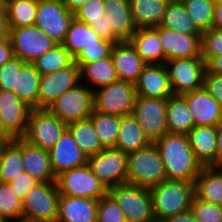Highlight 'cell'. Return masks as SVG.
I'll use <instances>...</instances> for the list:
<instances>
[{
    "mask_svg": "<svg viewBox=\"0 0 222 222\" xmlns=\"http://www.w3.org/2000/svg\"><path fill=\"white\" fill-rule=\"evenodd\" d=\"M169 180L195 182L203 166L196 159L186 134L167 132L156 140Z\"/></svg>",
    "mask_w": 222,
    "mask_h": 222,
    "instance_id": "6da1fadb",
    "label": "cell"
},
{
    "mask_svg": "<svg viewBox=\"0 0 222 222\" xmlns=\"http://www.w3.org/2000/svg\"><path fill=\"white\" fill-rule=\"evenodd\" d=\"M156 222L187 211L191 207L194 182L166 179L150 188Z\"/></svg>",
    "mask_w": 222,
    "mask_h": 222,
    "instance_id": "7a4b0ae2",
    "label": "cell"
},
{
    "mask_svg": "<svg viewBox=\"0 0 222 222\" xmlns=\"http://www.w3.org/2000/svg\"><path fill=\"white\" fill-rule=\"evenodd\" d=\"M166 179L165 166L155 143L128 154L127 183L150 189Z\"/></svg>",
    "mask_w": 222,
    "mask_h": 222,
    "instance_id": "3957f363",
    "label": "cell"
},
{
    "mask_svg": "<svg viewBox=\"0 0 222 222\" xmlns=\"http://www.w3.org/2000/svg\"><path fill=\"white\" fill-rule=\"evenodd\" d=\"M127 222H156L150 189L124 183L108 189Z\"/></svg>",
    "mask_w": 222,
    "mask_h": 222,
    "instance_id": "277c9868",
    "label": "cell"
},
{
    "mask_svg": "<svg viewBox=\"0 0 222 222\" xmlns=\"http://www.w3.org/2000/svg\"><path fill=\"white\" fill-rule=\"evenodd\" d=\"M137 93L134 83L117 80L94 91V110L122 117L132 114Z\"/></svg>",
    "mask_w": 222,
    "mask_h": 222,
    "instance_id": "5b68a950",
    "label": "cell"
},
{
    "mask_svg": "<svg viewBox=\"0 0 222 222\" xmlns=\"http://www.w3.org/2000/svg\"><path fill=\"white\" fill-rule=\"evenodd\" d=\"M94 91L84 83L65 91L47 109L66 125L87 119L94 110Z\"/></svg>",
    "mask_w": 222,
    "mask_h": 222,
    "instance_id": "8992f818",
    "label": "cell"
},
{
    "mask_svg": "<svg viewBox=\"0 0 222 222\" xmlns=\"http://www.w3.org/2000/svg\"><path fill=\"white\" fill-rule=\"evenodd\" d=\"M59 196L56 181L38 183L22 200V216L39 222H56Z\"/></svg>",
    "mask_w": 222,
    "mask_h": 222,
    "instance_id": "52a82bcc",
    "label": "cell"
},
{
    "mask_svg": "<svg viewBox=\"0 0 222 222\" xmlns=\"http://www.w3.org/2000/svg\"><path fill=\"white\" fill-rule=\"evenodd\" d=\"M60 195L99 200L108 194L105 185L92 173L88 165L61 172L56 176Z\"/></svg>",
    "mask_w": 222,
    "mask_h": 222,
    "instance_id": "ba28073f",
    "label": "cell"
},
{
    "mask_svg": "<svg viewBox=\"0 0 222 222\" xmlns=\"http://www.w3.org/2000/svg\"><path fill=\"white\" fill-rule=\"evenodd\" d=\"M164 65L173 95H182L203 87L206 68L202 57L167 60Z\"/></svg>",
    "mask_w": 222,
    "mask_h": 222,
    "instance_id": "9c48e42d",
    "label": "cell"
},
{
    "mask_svg": "<svg viewBox=\"0 0 222 222\" xmlns=\"http://www.w3.org/2000/svg\"><path fill=\"white\" fill-rule=\"evenodd\" d=\"M87 165L107 189L127 183L128 154L115 147L89 156Z\"/></svg>",
    "mask_w": 222,
    "mask_h": 222,
    "instance_id": "30bf717a",
    "label": "cell"
},
{
    "mask_svg": "<svg viewBox=\"0 0 222 222\" xmlns=\"http://www.w3.org/2000/svg\"><path fill=\"white\" fill-rule=\"evenodd\" d=\"M13 54L26 63L34 62L58 43L36 25L9 29Z\"/></svg>",
    "mask_w": 222,
    "mask_h": 222,
    "instance_id": "8fae6325",
    "label": "cell"
},
{
    "mask_svg": "<svg viewBox=\"0 0 222 222\" xmlns=\"http://www.w3.org/2000/svg\"><path fill=\"white\" fill-rule=\"evenodd\" d=\"M167 103L168 98L136 97L132 114L151 143L168 132Z\"/></svg>",
    "mask_w": 222,
    "mask_h": 222,
    "instance_id": "7c38bea8",
    "label": "cell"
},
{
    "mask_svg": "<svg viewBox=\"0 0 222 222\" xmlns=\"http://www.w3.org/2000/svg\"><path fill=\"white\" fill-rule=\"evenodd\" d=\"M66 128L67 125L48 109H32L23 139L33 146L50 150Z\"/></svg>",
    "mask_w": 222,
    "mask_h": 222,
    "instance_id": "4fadbf2b",
    "label": "cell"
},
{
    "mask_svg": "<svg viewBox=\"0 0 222 222\" xmlns=\"http://www.w3.org/2000/svg\"><path fill=\"white\" fill-rule=\"evenodd\" d=\"M73 18L74 13L64 5L63 0H38L34 25L55 42L61 44Z\"/></svg>",
    "mask_w": 222,
    "mask_h": 222,
    "instance_id": "5bb4252c",
    "label": "cell"
},
{
    "mask_svg": "<svg viewBox=\"0 0 222 222\" xmlns=\"http://www.w3.org/2000/svg\"><path fill=\"white\" fill-rule=\"evenodd\" d=\"M79 83H81V68L75 62L64 69L41 75L39 109H47L65 91Z\"/></svg>",
    "mask_w": 222,
    "mask_h": 222,
    "instance_id": "9a60e30c",
    "label": "cell"
},
{
    "mask_svg": "<svg viewBox=\"0 0 222 222\" xmlns=\"http://www.w3.org/2000/svg\"><path fill=\"white\" fill-rule=\"evenodd\" d=\"M154 29L158 32L166 61L202 57L201 35H187L160 25Z\"/></svg>",
    "mask_w": 222,
    "mask_h": 222,
    "instance_id": "2e32d148",
    "label": "cell"
},
{
    "mask_svg": "<svg viewBox=\"0 0 222 222\" xmlns=\"http://www.w3.org/2000/svg\"><path fill=\"white\" fill-rule=\"evenodd\" d=\"M31 110L13 91L0 89V113L5 129L14 138L26 135Z\"/></svg>",
    "mask_w": 222,
    "mask_h": 222,
    "instance_id": "e0dca14e",
    "label": "cell"
},
{
    "mask_svg": "<svg viewBox=\"0 0 222 222\" xmlns=\"http://www.w3.org/2000/svg\"><path fill=\"white\" fill-rule=\"evenodd\" d=\"M182 96L186 100L194 126L217 127L222 122V110L218 101L203 87Z\"/></svg>",
    "mask_w": 222,
    "mask_h": 222,
    "instance_id": "ac0fdd59",
    "label": "cell"
},
{
    "mask_svg": "<svg viewBox=\"0 0 222 222\" xmlns=\"http://www.w3.org/2000/svg\"><path fill=\"white\" fill-rule=\"evenodd\" d=\"M50 162L55 176L61 172L87 165L88 156L75 143L68 128L49 150Z\"/></svg>",
    "mask_w": 222,
    "mask_h": 222,
    "instance_id": "d6986e66",
    "label": "cell"
},
{
    "mask_svg": "<svg viewBox=\"0 0 222 222\" xmlns=\"http://www.w3.org/2000/svg\"><path fill=\"white\" fill-rule=\"evenodd\" d=\"M134 85L137 96L169 98L173 95L164 64H146Z\"/></svg>",
    "mask_w": 222,
    "mask_h": 222,
    "instance_id": "ffe728a7",
    "label": "cell"
},
{
    "mask_svg": "<svg viewBox=\"0 0 222 222\" xmlns=\"http://www.w3.org/2000/svg\"><path fill=\"white\" fill-rule=\"evenodd\" d=\"M111 58L119 80L135 83L146 63L141 59L130 41L115 43Z\"/></svg>",
    "mask_w": 222,
    "mask_h": 222,
    "instance_id": "44dd1931",
    "label": "cell"
},
{
    "mask_svg": "<svg viewBox=\"0 0 222 222\" xmlns=\"http://www.w3.org/2000/svg\"><path fill=\"white\" fill-rule=\"evenodd\" d=\"M108 31L121 41H130L137 27L134 24L130 0H104Z\"/></svg>",
    "mask_w": 222,
    "mask_h": 222,
    "instance_id": "7402d4cb",
    "label": "cell"
},
{
    "mask_svg": "<svg viewBox=\"0 0 222 222\" xmlns=\"http://www.w3.org/2000/svg\"><path fill=\"white\" fill-rule=\"evenodd\" d=\"M98 200L60 195L56 222H96Z\"/></svg>",
    "mask_w": 222,
    "mask_h": 222,
    "instance_id": "603a6c76",
    "label": "cell"
},
{
    "mask_svg": "<svg viewBox=\"0 0 222 222\" xmlns=\"http://www.w3.org/2000/svg\"><path fill=\"white\" fill-rule=\"evenodd\" d=\"M22 160L25 172L39 183L56 181L49 150L33 146L22 138Z\"/></svg>",
    "mask_w": 222,
    "mask_h": 222,
    "instance_id": "cb8c5ba5",
    "label": "cell"
},
{
    "mask_svg": "<svg viewBox=\"0 0 222 222\" xmlns=\"http://www.w3.org/2000/svg\"><path fill=\"white\" fill-rule=\"evenodd\" d=\"M196 159L202 166H216L217 127L194 126L187 134Z\"/></svg>",
    "mask_w": 222,
    "mask_h": 222,
    "instance_id": "d4e9b609",
    "label": "cell"
},
{
    "mask_svg": "<svg viewBox=\"0 0 222 222\" xmlns=\"http://www.w3.org/2000/svg\"><path fill=\"white\" fill-rule=\"evenodd\" d=\"M197 199L222 206V166H203L194 182Z\"/></svg>",
    "mask_w": 222,
    "mask_h": 222,
    "instance_id": "484cf974",
    "label": "cell"
},
{
    "mask_svg": "<svg viewBox=\"0 0 222 222\" xmlns=\"http://www.w3.org/2000/svg\"><path fill=\"white\" fill-rule=\"evenodd\" d=\"M130 42L146 64H164L166 62L158 32L154 28L137 29Z\"/></svg>",
    "mask_w": 222,
    "mask_h": 222,
    "instance_id": "4316f807",
    "label": "cell"
},
{
    "mask_svg": "<svg viewBox=\"0 0 222 222\" xmlns=\"http://www.w3.org/2000/svg\"><path fill=\"white\" fill-rule=\"evenodd\" d=\"M150 143L133 114L120 117L119 134L115 148L129 154L147 147Z\"/></svg>",
    "mask_w": 222,
    "mask_h": 222,
    "instance_id": "83f0119b",
    "label": "cell"
},
{
    "mask_svg": "<svg viewBox=\"0 0 222 222\" xmlns=\"http://www.w3.org/2000/svg\"><path fill=\"white\" fill-rule=\"evenodd\" d=\"M170 0H130L137 29L159 26Z\"/></svg>",
    "mask_w": 222,
    "mask_h": 222,
    "instance_id": "f1b7e54d",
    "label": "cell"
},
{
    "mask_svg": "<svg viewBox=\"0 0 222 222\" xmlns=\"http://www.w3.org/2000/svg\"><path fill=\"white\" fill-rule=\"evenodd\" d=\"M102 38L87 23L71 20L64 41L61 43L75 59L84 47L98 45Z\"/></svg>",
    "mask_w": 222,
    "mask_h": 222,
    "instance_id": "f546056e",
    "label": "cell"
},
{
    "mask_svg": "<svg viewBox=\"0 0 222 222\" xmlns=\"http://www.w3.org/2000/svg\"><path fill=\"white\" fill-rule=\"evenodd\" d=\"M40 76L32 63H25L21 70H17L14 93L32 109H39Z\"/></svg>",
    "mask_w": 222,
    "mask_h": 222,
    "instance_id": "4dcf8cb0",
    "label": "cell"
},
{
    "mask_svg": "<svg viewBox=\"0 0 222 222\" xmlns=\"http://www.w3.org/2000/svg\"><path fill=\"white\" fill-rule=\"evenodd\" d=\"M117 80L119 79L111 56L92 63H86L81 68V82L93 91Z\"/></svg>",
    "mask_w": 222,
    "mask_h": 222,
    "instance_id": "1f68e13d",
    "label": "cell"
},
{
    "mask_svg": "<svg viewBox=\"0 0 222 222\" xmlns=\"http://www.w3.org/2000/svg\"><path fill=\"white\" fill-rule=\"evenodd\" d=\"M166 120L169 133L187 135L194 127L192 115L182 95H172L168 98Z\"/></svg>",
    "mask_w": 222,
    "mask_h": 222,
    "instance_id": "d6a6232c",
    "label": "cell"
},
{
    "mask_svg": "<svg viewBox=\"0 0 222 222\" xmlns=\"http://www.w3.org/2000/svg\"><path fill=\"white\" fill-rule=\"evenodd\" d=\"M22 160V138L8 141L0 157V182L9 183L24 172Z\"/></svg>",
    "mask_w": 222,
    "mask_h": 222,
    "instance_id": "836d02e7",
    "label": "cell"
},
{
    "mask_svg": "<svg viewBox=\"0 0 222 222\" xmlns=\"http://www.w3.org/2000/svg\"><path fill=\"white\" fill-rule=\"evenodd\" d=\"M160 26L187 35H202L189 17L182 1L170 0Z\"/></svg>",
    "mask_w": 222,
    "mask_h": 222,
    "instance_id": "e575fe53",
    "label": "cell"
},
{
    "mask_svg": "<svg viewBox=\"0 0 222 222\" xmlns=\"http://www.w3.org/2000/svg\"><path fill=\"white\" fill-rule=\"evenodd\" d=\"M4 5L9 29L35 24L38 0H4Z\"/></svg>",
    "mask_w": 222,
    "mask_h": 222,
    "instance_id": "d590c367",
    "label": "cell"
},
{
    "mask_svg": "<svg viewBox=\"0 0 222 222\" xmlns=\"http://www.w3.org/2000/svg\"><path fill=\"white\" fill-rule=\"evenodd\" d=\"M67 128L73 135L75 143L88 157L104 149L90 118L68 124Z\"/></svg>",
    "mask_w": 222,
    "mask_h": 222,
    "instance_id": "8d00e7d4",
    "label": "cell"
},
{
    "mask_svg": "<svg viewBox=\"0 0 222 222\" xmlns=\"http://www.w3.org/2000/svg\"><path fill=\"white\" fill-rule=\"evenodd\" d=\"M89 118L92 120L102 147L114 148L119 134L120 117L93 110Z\"/></svg>",
    "mask_w": 222,
    "mask_h": 222,
    "instance_id": "74e56055",
    "label": "cell"
},
{
    "mask_svg": "<svg viewBox=\"0 0 222 222\" xmlns=\"http://www.w3.org/2000/svg\"><path fill=\"white\" fill-rule=\"evenodd\" d=\"M74 58L62 45L57 44L51 50L38 57L32 64L40 75L49 74L70 66Z\"/></svg>",
    "mask_w": 222,
    "mask_h": 222,
    "instance_id": "f35d334b",
    "label": "cell"
},
{
    "mask_svg": "<svg viewBox=\"0 0 222 222\" xmlns=\"http://www.w3.org/2000/svg\"><path fill=\"white\" fill-rule=\"evenodd\" d=\"M182 2L189 17L201 33L211 29L215 0H184Z\"/></svg>",
    "mask_w": 222,
    "mask_h": 222,
    "instance_id": "ab89813d",
    "label": "cell"
},
{
    "mask_svg": "<svg viewBox=\"0 0 222 222\" xmlns=\"http://www.w3.org/2000/svg\"><path fill=\"white\" fill-rule=\"evenodd\" d=\"M0 215L6 221L22 216V200L9 183L0 182Z\"/></svg>",
    "mask_w": 222,
    "mask_h": 222,
    "instance_id": "60d3db41",
    "label": "cell"
},
{
    "mask_svg": "<svg viewBox=\"0 0 222 222\" xmlns=\"http://www.w3.org/2000/svg\"><path fill=\"white\" fill-rule=\"evenodd\" d=\"M114 43L101 39L98 45L86 46L74 59V62L82 68L86 63H92L97 60L110 57Z\"/></svg>",
    "mask_w": 222,
    "mask_h": 222,
    "instance_id": "b9f144b4",
    "label": "cell"
},
{
    "mask_svg": "<svg viewBox=\"0 0 222 222\" xmlns=\"http://www.w3.org/2000/svg\"><path fill=\"white\" fill-rule=\"evenodd\" d=\"M96 222H127L115 200L107 194L98 200Z\"/></svg>",
    "mask_w": 222,
    "mask_h": 222,
    "instance_id": "7bdbcfd3",
    "label": "cell"
},
{
    "mask_svg": "<svg viewBox=\"0 0 222 222\" xmlns=\"http://www.w3.org/2000/svg\"><path fill=\"white\" fill-rule=\"evenodd\" d=\"M190 210L197 222H222V206L193 197Z\"/></svg>",
    "mask_w": 222,
    "mask_h": 222,
    "instance_id": "ee69618b",
    "label": "cell"
},
{
    "mask_svg": "<svg viewBox=\"0 0 222 222\" xmlns=\"http://www.w3.org/2000/svg\"><path fill=\"white\" fill-rule=\"evenodd\" d=\"M202 58L222 55V29L211 28L201 35Z\"/></svg>",
    "mask_w": 222,
    "mask_h": 222,
    "instance_id": "f6af8a7d",
    "label": "cell"
},
{
    "mask_svg": "<svg viewBox=\"0 0 222 222\" xmlns=\"http://www.w3.org/2000/svg\"><path fill=\"white\" fill-rule=\"evenodd\" d=\"M25 63L14 56L0 67V89L14 92L17 81V70H21V67Z\"/></svg>",
    "mask_w": 222,
    "mask_h": 222,
    "instance_id": "bcb514c9",
    "label": "cell"
},
{
    "mask_svg": "<svg viewBox=\"0 0 222 222\" xmlns=\"http://www.w3.org/2000/svg\"><path fill=\"white\" fill-rule=\"evenodd\" d=\"M104 0H90L74 12V17L84 23L99 21L104 17Z\"/></svg>",
    "mask_w": 222,
    "mask_h": 222,
    "instance_id": "7dc6e473",
    "label": "cell"
},
{
    "mask_svg": "<svg viewBox=\"0 0 222 222\" xmlns=\"http://www.w3.org/2000/svg\"><path fill=\"white\" fill-rule=\"evenodd\" d=\"M38 183L39 182L37 180H35L25 171L19 174L17 177H14V179L9 182L11 189H14L21 200H23L26 194Z\"/></svg>",
    "mask_w": 222,
    "mask_h": 222,
    "instance_id": "c3c4849f",
    "label": "cell"
},
{
    "mask_svg": "<svg viewBox=\"0 0 222 222\" xmlns=\"http://www.w3.org/2000/svg\"><path fill=\"white\" fill-rule=\"evenodd\" d=\"M203 88L218 101L222 110V75L211 74L205 70Z\"/></svg>",
    "mask_w": 222,
    "mask_h": 222,
    "instance_id": "681fc988",
    "label": "cell"
},
{
    "mask_svg": "<svg viewBox=\"0 0 222 222\" xmlns=\"http://www.w3.org/2000/svg\"><path fill=\"white\" fill-rule=\"evenodd\" d=\"M93 30H95L98 35L105 40H108L110 42L120 43L122 42L113 31H108V23L106 17L100 18L99 21L91 22L89 24Z\"/></svg>",
    "mask_w": 222,
    "mask_h": 222,
    "instance_id": "f907efd6",
    "label": "cell"
},
{
    "mask_svg": "<svg viewBox=\"0 0 222 222\" xmlns=\"http://www.w3.org/2000/svg\"><path fill=\"white\" fill-rule=\"evenodd\" d=\"M14 57L9 37H0V67Z\"/></svg>",
    "mask_w": 222,
    "mask_h": 222,
    "instance_id": "816d5d0a",
    "label": "cell"
},
{
    "mask_svg": "<svg viewBox=\"0 0 222 222\" xmlns=\"http://www.w3.org/2000/svg\"><path fill=\"white\" fill-rule=\"evenodd\" d=\"M205 68L208 73L222 75V55L209 57L205 61Z\"/></svg>",
    "mask_w": 222,
    "mask_h": 222,
    "instance_id": "f5cc1de1",
    "label": "cell"
},
{
    "mask_svg": "<svg viewBox=\"0 0 222 222\" xmlns=\"http://www.w3.org/2000/svg\"><path fill=\"white\" fill-rule=\"evenodd\" d=\"M161 222H197V220L195 219V216L192 211L189 209L175 216L165 218Z\"/></svg>",
    "mask_w": 222,
    "mask_h": 222,
    "instance_id": "db71d44e",
    "label": "cell"
},
{
    "mask_svg": "<svg viewBox=\"0 0 222 222\" xmlns=\"http://www.w3.org/2000/svg\"><path fill=\"white\" fill-rule=\"evenodd\" d=\"M211 28L222 29V0H215L214 15Z\"/></svg>",
    "mask_w": 222,
    "mask_h": 222,
    "instance_id": "11a10c76",
    "label": "cell"
},
{
    "mask_svg": "<svg viewBox=\"0 0 222 222\" xmlns=\"http://www.w3.org/2000/svg\"><path fill=\"white\" fill-rule=\"evenodd\" d=\"M8 35L7 11L5 5H0V37H9Z\"/></svg>",
    "mask_w": 222,
    "mask_h": 222,
    "instance_id": "9f6ffc18",
    "label": "cell"
},
{
    "mask_svg": "<svg viewBox=\"0 0 222 222\" xmlns=\"http://www.w3.org/2000/svg\"><path fill=\"white\" fill-rule=\"evenodd\" d=\"M216 147V166H222V122L217 126Z\"/></svg>",
    "mask_w": 222,
    "mask_h": 222,
    "instance_id": "6f0895ef",
    "label": "cell"
},
{
    "mask_svg": "<svg viewBox=\"0 0 222 222\" xmlns=\"http://www.w3.org/2000/svg\"><path fill=\"white\" fill-rule=\"evenodd\" d=\"M90 0H63L64 5L73 13Z\"/></svg>",
    "mask_w": 222,
    "mask_h": 222,
    "instance_id": "680465c9",
    "label": "cell"
},
{
    "mask_svg": "<svg viewBox=\"0 0 222 222\" xmlns=\"http://www.w3.org/2000/svg\"><path fill=\"white\" fill-rule=\"evenodd\" d=\"M0 139L11 141L15 139L4 127L3 118L0 113Z\"/></svg>",
    "mask_w": 222,
    "mask_h": 222,
    "instance_id": "91938a15",
    "label": "cell"
},
{
    "mask_svg": "<svg viewBox=\"0 0 222 222\" xmlns=\"http://www.w3.org/2000/svg\"><path fill=\"white\" fill-rule=\"evenodd\" d=\"M14 220L16 222H39V221L32 220V219L24 217V216L18 217L16 219H13V220H10V221H7V222H15Z\"/></svg>",
    "mask_w": 222,
    "mask_h": 222,
    "instance_id": "94428289",
    "label": "cell"
},
{
    "mask_svg": "<svg viewBox=\"0 0 222 222\" xmlns=\"http://www.w3.org/2000/svg\"><path fill=\"white\" fill-rule=\"evenodd\" d=\"M8 141L7 140H2L0 139V157H1V153H2V150L4 148V145L7 143Z\"/></svg>",
    "mask_w": 222,
    "mask_h": 222,
    "instance_id": "6125c7cd",
    "label": "cell"
},
{
    "mask_svg": "<svg viewBox=\"0 0 222 222\" xmlns=\"http://www.w3.org/2000/svg\"><path fill=\"white\" fill-rule=\"evenodd\" d=\"M0 222H7V221L0 215Z\"/></svg>",
    "mask_w": 222,
    "mask_h": 222,
    "instance_id": "be15d7a7",
    "label": "cell"
},
{
    "mask_svg": "<svg viewBox=\"0 0 222 222\" xmlns=\"http://www.w3.org/2000/svg\"><path fill=\"white\" fill-rule=\"evenodd\" d=\"M0 5H4V0H0Z\"/></svg>",
    "mask_w": 222,
    "mask_h": 222,
    "instance_id": "e7e4bbea",
    "label": "cell"
}]
</instances>
